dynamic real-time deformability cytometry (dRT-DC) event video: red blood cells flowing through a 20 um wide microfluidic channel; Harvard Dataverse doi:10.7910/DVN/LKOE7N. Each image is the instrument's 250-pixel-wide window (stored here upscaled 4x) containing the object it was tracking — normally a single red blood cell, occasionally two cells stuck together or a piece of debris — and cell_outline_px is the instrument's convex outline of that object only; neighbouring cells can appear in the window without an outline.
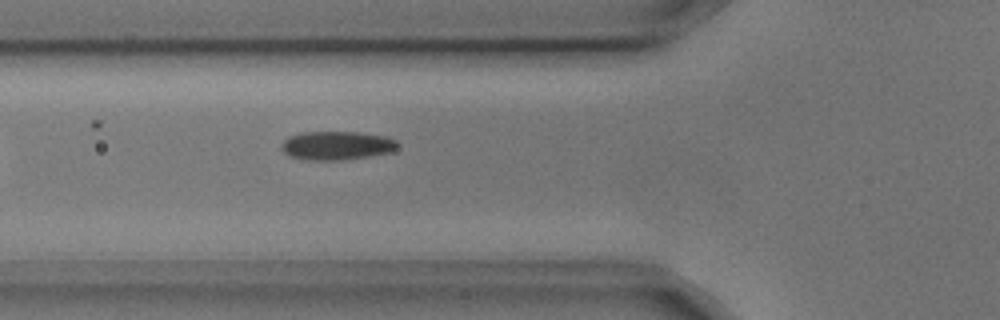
{"species": "common noctule bat (a hibernating species)", "species_latin": "Nyctalus noctula", "temperature_condition": "cold", "stored_images_in_passage": 6, "camera_frame_rate_fps": 3000, "um_per_image_px": 0.085, "animal": {"sex": "male", "body_mass_g": 17.9, "forearm_length_mm": 54.2}, "frame": {"image": 1, "passage_image": 6, "time_ms": 1.667, "image_size_px": [1000, 320], "cell_outline_px": [[400, 144], [392, 152], [368, 156], [340, 160], [304, 160], [288, 156], [280, 148], [280, 144], [288, 136], [300, 132], [360, 132], [388, 136], [396, 140]], "centroid_in_image_um": [28.6, 12.36], "position_along_channel_um": 97.2, "area_um2": 19.77}}